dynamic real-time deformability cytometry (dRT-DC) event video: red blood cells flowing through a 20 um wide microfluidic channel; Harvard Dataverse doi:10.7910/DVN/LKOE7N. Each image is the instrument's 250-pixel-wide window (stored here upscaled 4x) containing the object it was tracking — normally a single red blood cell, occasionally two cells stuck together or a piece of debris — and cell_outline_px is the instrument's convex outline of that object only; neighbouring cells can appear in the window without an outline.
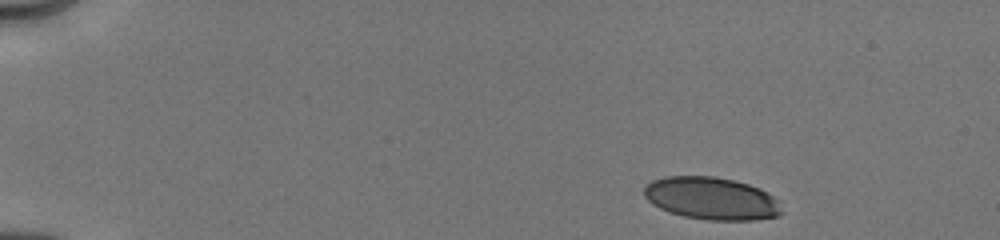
{"species": "human", "species_latin": "Homo sapiens", "temperature_condition": "cold", "stored_images_in_passage": 31, "camera_frame_rate_fps": 3000, "um_per_image_px": 0.085, "donor": {"sex": "male"}, "frame": {"image": 1, "passage_image": 1, "time_ms": 0.0, "image_size_px": [1000, 240], "cell_outline_px": [[784, 212], [780, 216], [752, 220], [708, 220], [684, 216], [660, 208], [652, 204], [644, 196], [644, 188], [652, 180], [664, 176], [712, 176], [732, 180], [748, 184], [760, 188], [772, 196], [776, 200]], "centroid_in_image_um": [60.48, 16.87], "position_along_channel_um": 24.5, "area_um2": 33.99}}
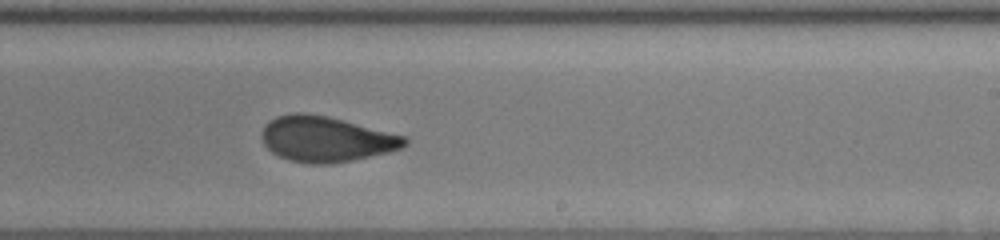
{"frame": {"image": 2, "passage_image": 19, "time_ms": 8.667, "image_size_px": [1000, 240], "cell_outline_px": [[408, 144], [400, 148], [388, 152], [352, 160], [332, 164], [308, 164], [288, 160], [272, 152], [264, 144], [260, 136], [260, 132], [264, 124], [268, 120], [276, 116], [296, 112], [304, 112], [328, 116], [404, 136], [408, 140]], "centroid_in_image_um": [27.65, 11.82], "position_along_channel_um": 261.4, "area_um2": 37.97}}
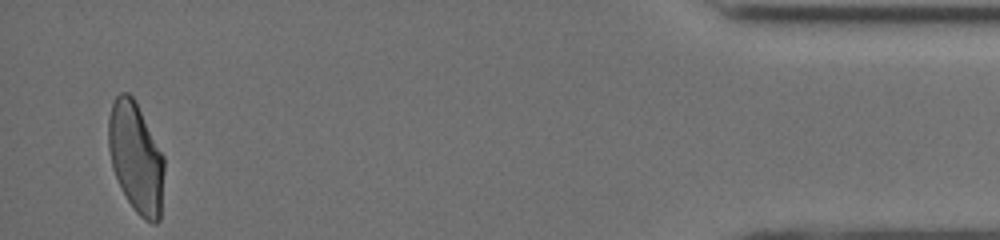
{"frame": {"image": 3, "passage_image": 31, "time_ms": 14.333, "image_size_px": [1000, 240], "cell_outline_px": [[164, 172], [160, 220], [156, 224], [152, 224], [144, 220], [136, 212], [128, 200], [112, 168], [108, 148], [108, 116], [112, 104], [116, 96], [120, 92], [128, 92], [136, 100], [164, 156]], "centroid_in_image_um": [11.56, 13.38], "position_along_channel_um": 423.6, "area_um2": 36.07}, "authors_computed_cell_mechanics": {"area_um2": 37.3388, "velocity_mm_per_s": 4.025, "shape_relaxation_time_tau1_ms": 6.8148, "shape_relaxation_time_tau2_ms": 0.9466, "deformation_change_tau1": 0.1817, "deformation_change_tau2": 0.064}}